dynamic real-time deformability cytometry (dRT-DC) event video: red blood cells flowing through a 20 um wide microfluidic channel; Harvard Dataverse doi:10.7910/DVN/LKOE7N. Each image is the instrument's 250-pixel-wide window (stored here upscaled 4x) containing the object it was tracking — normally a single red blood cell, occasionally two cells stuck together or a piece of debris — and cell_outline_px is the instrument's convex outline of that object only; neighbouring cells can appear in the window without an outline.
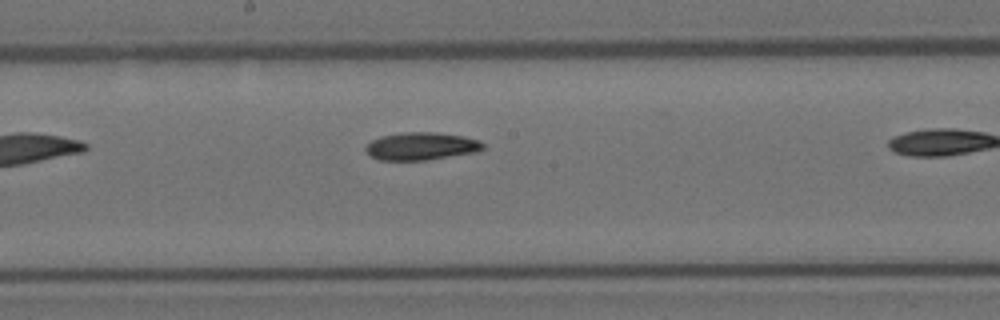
{"species": "Egyptian fruit bat (a non-hibernating species)", "species_latin": "Rousettus aegyptiacus", "temperature_condition": "room temperature", "stored_images_in_passage": 11, "camera_frame_rate_fps": 3000, "um_per_image_px": 0.085, "animal": {"sex": "female"}, "frame": {"image": 1, "passage_image": 10, "time_ms": 3.0, "image_size_px": [1000, 320], "cell_outline_px": [[484, 148], [476, 152], [428, 160], [380, 160], [372, 156], [364, 148], [372, 140], [380, 136], [400, 132], [436, 132], [464, 136], [480, 140], [484, 144]], "centroid_in_image_um": [35.83, 12.42], "position_along_channel_um": 212.4, "area_um2": 19.02}}